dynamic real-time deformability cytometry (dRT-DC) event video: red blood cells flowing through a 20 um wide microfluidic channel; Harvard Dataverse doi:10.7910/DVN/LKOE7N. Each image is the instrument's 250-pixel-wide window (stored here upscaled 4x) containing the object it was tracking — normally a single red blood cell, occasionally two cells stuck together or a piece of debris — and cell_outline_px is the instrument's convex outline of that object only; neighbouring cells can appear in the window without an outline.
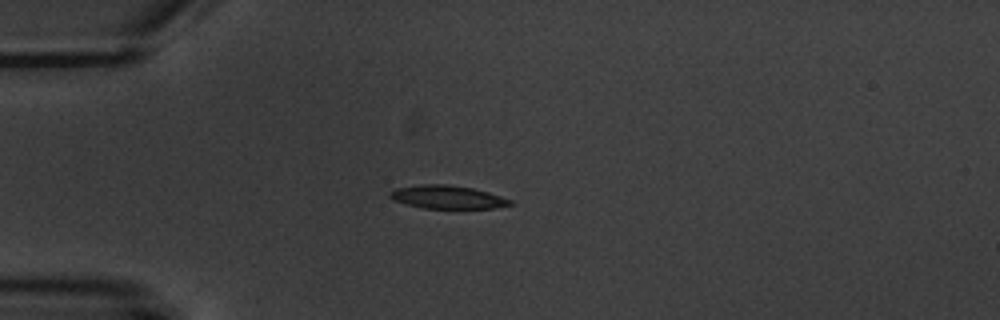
{"species": "common noctule bat (a hibernating species)", "species_latin": "Nyctalus noctula", "temperature_condition": "warm", "stored_images_in_passage": 10, "camera_frame_rate_fps": 3000, "um_per_image_px": 0.085, "animal": {"sex": "male", "body_mass_g": 20.1, "forearm_length_mm": 53.5}, "frame": {"image": 1, "passage_image": 4, "time_ms": 3.667, "image_size_px": [1000, 320], "cell_outline_px": [[512, 204], [496, 208], [424, 208], [404, 204], [392, 200], [388, 196], [388, 192], [396, 188], [420, 184], [444, 184], [472, 188], [488, 192], [512, 200]], "centroid_in_image_um": [37.97, 16.75], "position_along_channel_um": 47.0, "area_um2": 16.3}}
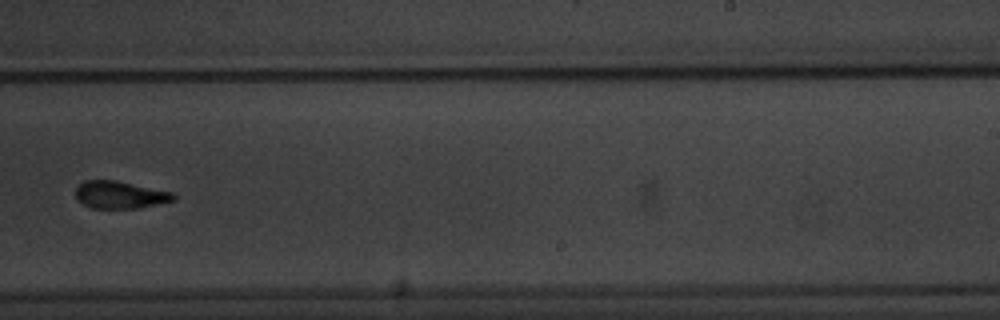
{"frame": {"image": 2, "passage_image": 10, "time_ms": 10.667, "image_size_px": [1000, 320], "cell_outline_px": [[176, 200], [136, 208], [92, 208], [76, 200], [76, 188], [84, 180], [116, 180], [172, 192], [176, 196]], "centroid_in_image_um": [10.18, 16.55], "position_along_channel_um": 278.8, "area_um2": 15.55}}